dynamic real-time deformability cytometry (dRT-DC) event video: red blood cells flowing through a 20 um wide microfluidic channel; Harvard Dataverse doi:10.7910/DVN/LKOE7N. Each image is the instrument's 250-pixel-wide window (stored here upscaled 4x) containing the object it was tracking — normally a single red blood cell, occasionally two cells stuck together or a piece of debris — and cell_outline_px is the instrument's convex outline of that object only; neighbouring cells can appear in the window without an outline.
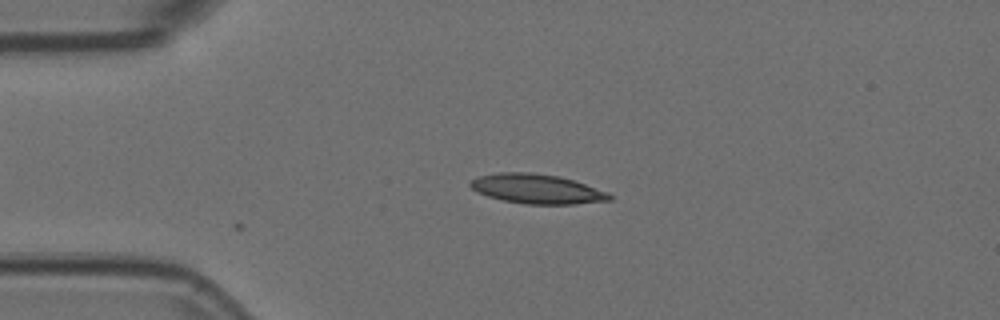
{"species": "Egyptian fruit bat (a non-hibernating species)", "species_latin": "Rousettus aegyptiacus", "temperature_condition": "room temperature", "stored_images_in_passage": 8, "camera_frame_rate_fps": 3000, "um_per_image_px": 0.085, "animal": {"sex": "female"}, "frame": {"image": 1, "passage_image": 8, "time_ms": 2.333, "image_size_px": [1000, 320], "cell_outline_px": [[612, 200], [572, 204], [524, 204], [504, 200], [488, 196], [476, 192], [468, 184], [476, 176], [500, 172], [532, 172], [556, 176], [572, 180], [608, 192], [612, 196]], "centroid_in_image_um": [45.6, 16.05], "position_along_channel_um": 39.4, "area_um2": 23.81}}